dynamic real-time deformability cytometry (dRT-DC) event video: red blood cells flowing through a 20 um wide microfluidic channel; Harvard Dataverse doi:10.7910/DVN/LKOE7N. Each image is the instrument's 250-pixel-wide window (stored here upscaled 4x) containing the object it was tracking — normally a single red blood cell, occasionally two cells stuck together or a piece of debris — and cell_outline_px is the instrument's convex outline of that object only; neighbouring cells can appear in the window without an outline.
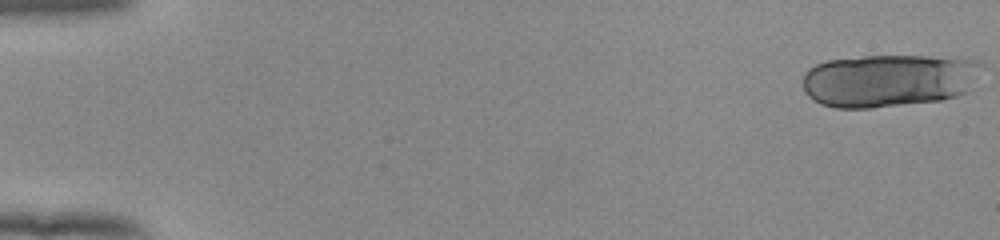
{"species": "human", "species_latin": "Homo sapiens", "temperature_condition": "room temperature", "stored_images_in_passage": 20, "camera_frame_rate_fps": 3000, "um_per_image_px": 0.085, "donor": {"sex": "female"}, "frame": {"image": 1, "passage_image": 1, "time_ms": 0.0, "image_size_px": [1000, 240], "cell_outline_px": [[984, 64], [964, 92], [956, 96], [940, 100], [872, 108], [836, 108], [820, 104], [812, 100], [804, 92], [804, 72], [808, 68], [816, 64], [828, 60], [864, 56], [968, 56], [984, 60]], "centroid_in_image_um": [75.56, 6.81], "position_along_channel_um": 9.4, "area_um2": 55.83}}